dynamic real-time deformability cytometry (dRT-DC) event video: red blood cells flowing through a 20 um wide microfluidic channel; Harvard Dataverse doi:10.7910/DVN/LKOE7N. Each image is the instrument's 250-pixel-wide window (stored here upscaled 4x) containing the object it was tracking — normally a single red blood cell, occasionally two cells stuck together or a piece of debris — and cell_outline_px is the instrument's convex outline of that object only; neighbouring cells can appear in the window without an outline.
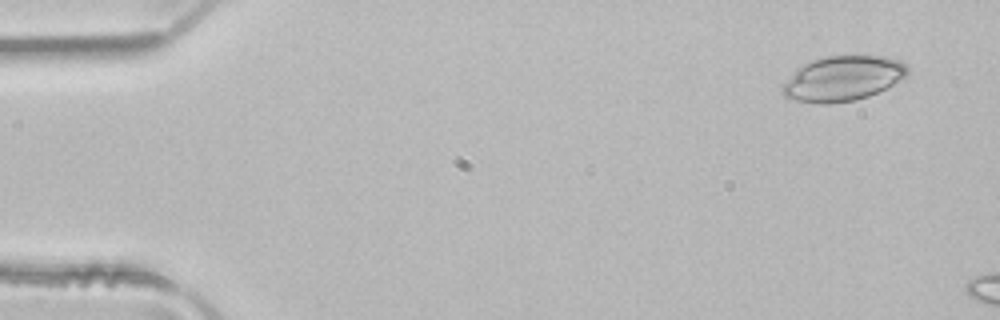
{"species": "common noctule bat (a hibernating species)", "species_latin": "Nyctalus noctula", "temperature_condition": "room temperature", "stored_images_in_passage": 3, "camera_frame_rate_fps": 3000, "um_per_image_px": 0.085, "animal": {"sex": "male", "body_mass_g": 21.5, "forearm_length_mm": 52.0}, "frame": {"image": 1, "passage_image": 1, "time_ms": 0.0, "image_size_px": [1000, 320], "cell_outline_px": [[908, 76], [904, 80], [868, 96], [856, 100], [832, 104], [820, 104], [792, 100], [784, 96], [780, 92], [784, 84], [796, 68], [812, 60], [828, 56], [888, 56], [900, 60], [908, 64]], "centroid_in_image_um": [71.68, 6.68], "position_along_channel_um": 13.3, "area_um2": 33.23}}